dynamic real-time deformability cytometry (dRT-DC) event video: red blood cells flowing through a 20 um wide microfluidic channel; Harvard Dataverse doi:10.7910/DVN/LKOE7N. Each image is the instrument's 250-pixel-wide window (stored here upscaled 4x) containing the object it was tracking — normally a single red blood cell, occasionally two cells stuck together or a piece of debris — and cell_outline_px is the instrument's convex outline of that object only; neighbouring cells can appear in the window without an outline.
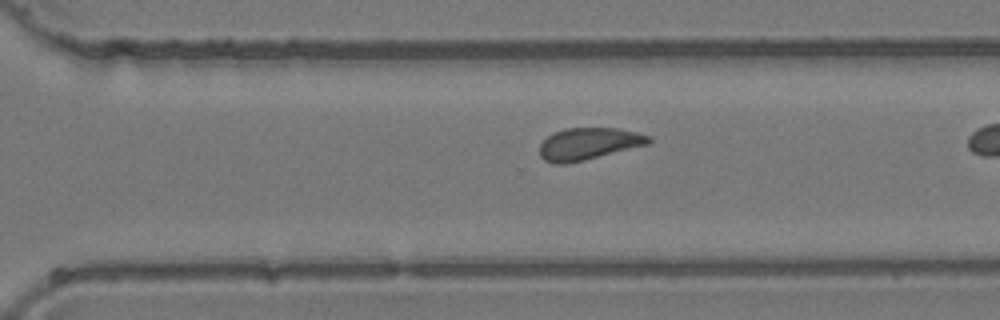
{"species": "common noctule bat (a hibernating species)", "species_latin": "Nyctalus noctula", "temperature_condition": "room temperature", "stored_images_in_passage": 27, "camera_frame_rate_fps": 3000, "um_per_image_px": 0.085, "animal": {"sex": "female", "body_mass_g": 24.6, "forearm_length_mm": 56.2}, "frame": {"image": 1, "passage_image": 23, "time_ms": 7.333, "image_size_px": [1000, 320], "cell_outline_px": [[652, 140], [648, 144], [568, 164], [552, 164], [544, 160], [540, 156], [540, 144], [548, 136], [564, 128], [620, 128], [652, 136]], "centroid_in_image_um": [50.03, 12.22], "position_along_channel_um": 320.6, "area_um2": 20.35}}